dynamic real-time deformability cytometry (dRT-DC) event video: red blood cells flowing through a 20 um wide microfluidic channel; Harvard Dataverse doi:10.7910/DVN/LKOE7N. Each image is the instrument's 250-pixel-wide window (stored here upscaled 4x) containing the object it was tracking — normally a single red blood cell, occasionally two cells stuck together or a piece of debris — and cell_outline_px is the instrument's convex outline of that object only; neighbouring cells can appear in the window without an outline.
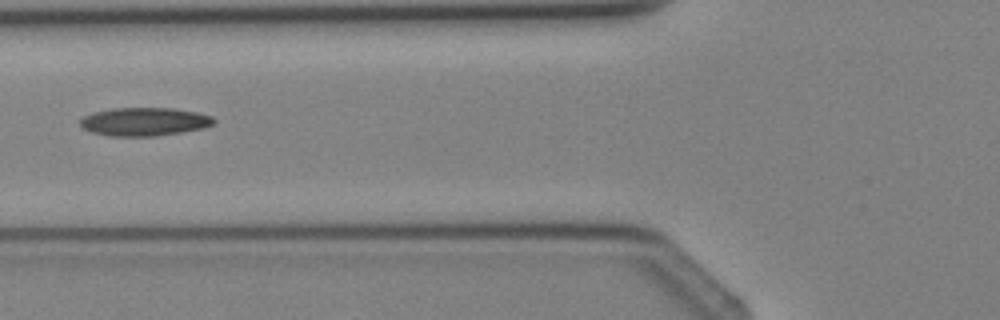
{"species": "Egyptian fruit bat (a non-hibernating species)", "species_latin": "Rousettus aegyptiacus", "temperature_condition": "cold", "stored_images_in_passage": 6, "camera_frame_rate_fps": 3000, "um_per_image_px": 0.085, "animal": {"sex": "female"}, "frame": {"image": 1, "passage_image": 6, "time_ms": 5.667, "image_size_px": [1000, 320], "cell_outline_px": [[216, 120], [212, 124], [204, 128], [156, 136], [108, 136], [92, 132], [84, 128], [80, 124], [80, 120], [84, 116], [96, 112], [112, 108], [172, 108], [196, 112], [212, 116]], "centroid_in_image_um": [12.28, 10.34], "position_along_channel_um": 113.5, "area_um2": 21.91}}